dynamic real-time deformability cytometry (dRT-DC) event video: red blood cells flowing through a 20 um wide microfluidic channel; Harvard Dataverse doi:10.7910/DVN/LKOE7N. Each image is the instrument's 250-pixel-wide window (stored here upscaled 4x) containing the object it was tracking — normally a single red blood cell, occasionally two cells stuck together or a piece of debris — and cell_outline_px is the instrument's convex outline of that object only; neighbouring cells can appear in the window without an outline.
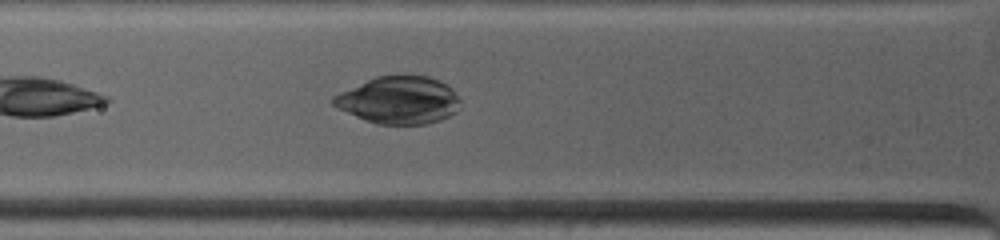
{"species": "common noctule bat (a hibernating species)", "species_latin": "Nyctalus noctula", "temperature_condition": "warm", "stored_images_in_passage": 19, "camera_frame_rate_fps": 4500, "um_per_image_px": 0.085, "animal": {"sex": "female", "body_mass_g": 19.0, "forearm_length_mm": 53.3}, "frame": {"image": 1, "passage_image": 8, "time_ms": 2.222, "image_size_px": [1000, 240], "cell_outline_px": [[460, 108], [456, 112], [440, 120], [424, 124], [376, 124], [356, 116], [332, 104], [332, 96], [340, 92], [376, 76], [428, 76], [440, 80], [448, 84], [452, 88], [460, 100]], "centroid_in_image_um": [33.95, 8.51], "position_along_channel_um": 91.9, "area_um2": 34.85}}
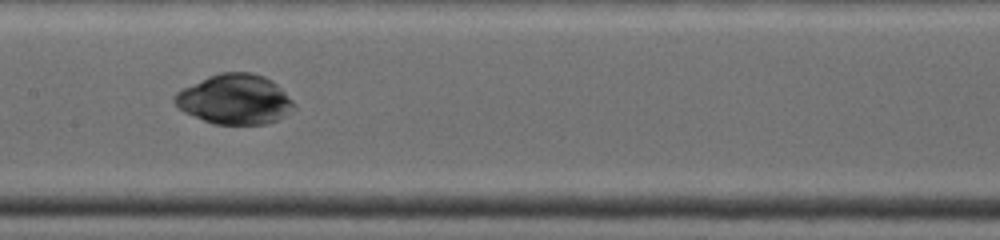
{"frame": {"image": 2, "passage_image": 15, "time_ms": 4.667, "image_size_px": [1000, 240], "cell_outline_px": [[296, 108], [276, 120], [264, 124], [212, 124], [184, 112], [172, 100], [172, 96], [176, 92], [208, 76], [220, 72], [252, 72], [264, 76], [272, 80], [296, 104]], "centroid_in_image_um": [19.95, 8.44], "position_along_channel_um": 187.5, "area_um2": 34.62}}
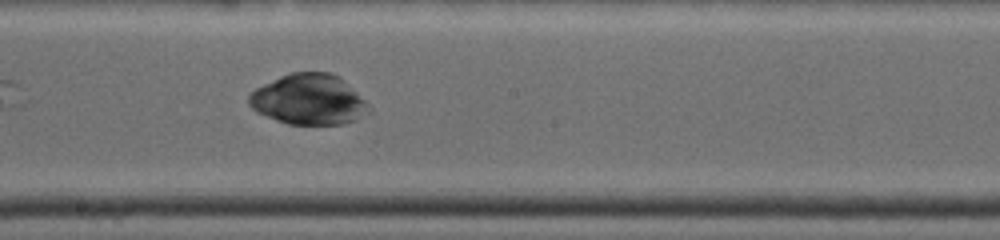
{"frame": {"image": 3, "passage_image": 18, "time_ms": 5.556, "image_size_px": [1000, 240], "cell_outline_px": [[372, 108], [368, 112], [356, 120], [344, 124], [288, 124], [276, 120], [256, 112], [248, 104], [248, 96], [256, 88], [280, 76], [292, 72], [328, 72], [340, 76]], "centroid_in_image_um": [26.24, 8.46], "position_along_channel_um": 222.0, "area_um2": 35.2}}